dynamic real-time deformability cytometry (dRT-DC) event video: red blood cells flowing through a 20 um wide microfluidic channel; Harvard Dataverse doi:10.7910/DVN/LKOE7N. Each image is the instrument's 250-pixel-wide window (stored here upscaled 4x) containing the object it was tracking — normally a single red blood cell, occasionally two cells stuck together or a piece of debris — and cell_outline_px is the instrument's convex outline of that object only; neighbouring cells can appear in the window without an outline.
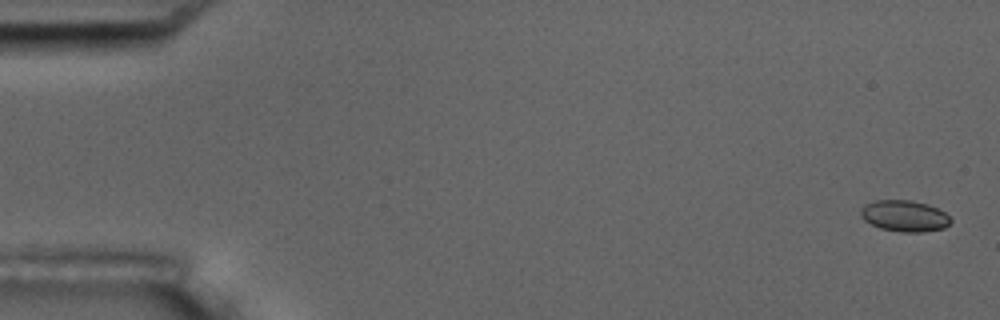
{"species": "common noctule bat (a hibernating species)", "species_latin": "Nyctalus noctula", "temperature_condition": "room temperature", "stored_images_in_passage": 15, "camera_frame_rate_fps": 3000, "um_per_image_px": 0.085, "animal": {"sex": "male", "body_mass_g": 17.5, "forearm_length_mm": 52.3}, "frame": {"image": 1, "passage_image": 1, "time_ms": 0.0, "image_size_px": [1000, 320], "cell_outline_px": [[952, 220], [944, 228], [924, 232], [900, 232], [880, 228], [864, 220], [860, 216], [860, 208], [864, 204], [876, 200], [908, 200], [928, 204], [944, 212]], "centroid_in_image_um": [76.85, 18.35], "position_along_channel_um": 8.2, "area_um2": 16.42}}
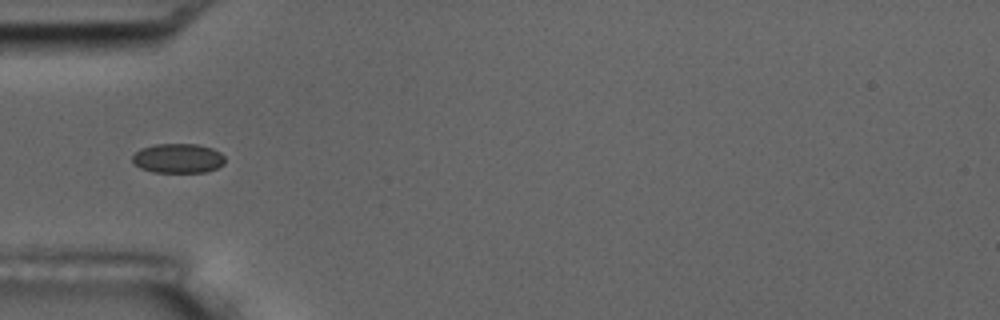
{"frame": {"image": 2, "passage_image": 5, "time_ms": 5.667, "image_size_px": [1000, 320], "cell_outline_px": [[224, 164], [208, 172], [152, 172], [140, 168], [132, 160], [132, 156], [140, 148], [156, 144], [196, 144], [212, 148], [220, 152], [224, 156]], "centroid_in_image_um": [15.14, 13.46], "position_along_channel_um": 69.9, "area_um2": 15.95}, "authors_computed_cell_mechanics": {"area_um2": 16.2418, "velocity_mm_per_s": 3.5925, "shape_relaxation_time_tau1_ms": 2.4135, "shape_relaxation_time_tau2_ms": 2.7751, "deformation_change_tau1": 0.0444, "deformation_change_tau2": 0.0257}}